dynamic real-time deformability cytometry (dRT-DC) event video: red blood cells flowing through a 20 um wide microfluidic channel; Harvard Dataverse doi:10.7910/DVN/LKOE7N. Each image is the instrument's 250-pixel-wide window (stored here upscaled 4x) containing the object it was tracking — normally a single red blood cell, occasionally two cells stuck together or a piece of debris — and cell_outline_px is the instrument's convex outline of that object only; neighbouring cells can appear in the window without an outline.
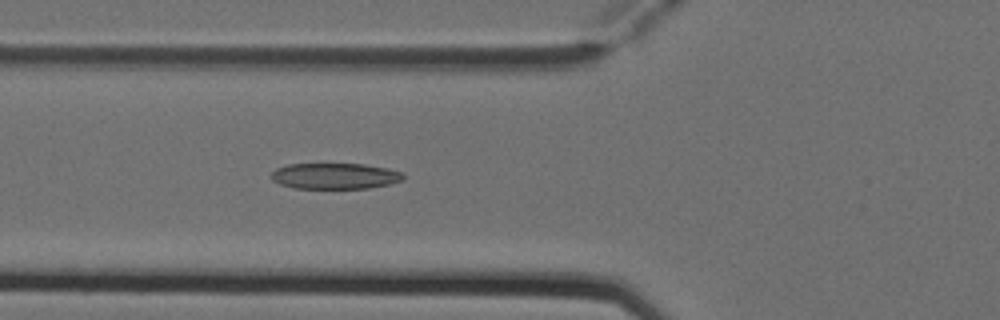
{"species": "Egyptian fruit bat (a non-hibernating species)", "species_latin": "Rousettus aegyptiacus", "temperature_condition": "cold", "stored_images_in_passage": 5, "camera_frame_rate_fps": 3000, "um_per_image_px": 0.085, "animal": {"sex": "female"}, "frame": {"image": 1, "passage_image": 5, "time_ms": 1.333, "image_size_px": [1000, 320], "cell_outline_px": [[404, 180], [388, 184], [368, 188], [292, 188], [280, 184], [272, 180], [272, 172], [276, 168], [288, 164], [364, 164], [388, 168], [400, 172], [404, 176]], "centroid_in_image_um": [28.46, 14.96], "position_along_channel_um": 97.3, "area_um2": 19.88}}